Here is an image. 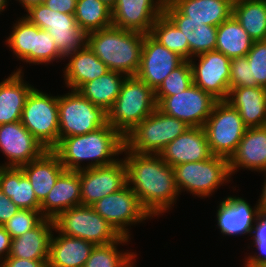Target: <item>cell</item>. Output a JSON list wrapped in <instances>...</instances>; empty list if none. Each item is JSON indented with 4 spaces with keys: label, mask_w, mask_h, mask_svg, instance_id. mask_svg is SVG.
Returning <instances> with one entry per match:
<instances>
[{
    "label": "cell",
    "mask_w": 266,
    "mask_h": 267,
    "mask_svg": "<svg viewBox=\"0 0 266 267\" xmlns=\"http://www.w3.org/2000/svg\"><path fill=\"white\" fill-rule=\"evenodd\" d=\"M126 152L127 184L151 217L170 209L179 195L174 168L159 154ZM133 186H130V185Z\"/></svg>",
    "instance_id": "1"
},
{
    "label": "cell",
    "mask_w": 266,
    "mask_h": 267,
    "mask_svg": "<svg viewBox=\"0 0 266 267\" xmlns=\"http://www.w3.org/2000/svg\"><path fill=\"white\" fill-rule=\"evenodd\" d=\"M124 146V137L107 123L87 134L62 138L52 151L65 170L79 171L113 164L119 160L113 157L122 153ZM85 160L92 161L82 167L81 163Z\"/></svg>",
    "instance_id": "2"
},
{
    "label": "cell",
    "mask_w": 266,
    "mask_h": 267,
    "mask_svg": "<svg viewBox=\"0 0 266 267\" xmlns=\"http://www.w3.org/2000/svg\"><path fill=\"white\" fill-rule=\"evenodd\" d=\"M144 36V33L110 26L88 33L87 45L109 70L136 76Z\"/></svg>",
    "instance_id": "3"
},
{
    "label": "cell",
    "mask_w": 266,
    "mask_h": 267,
    "mask_svg": "<svg viewBox=\"0 0 266 267\" xmlns=\"http://www.w3.org/2000/svg\"><path fill=\"white\" fill-rule=\"evenodd\" d=\"M156 108L155 91L137 76H127L107 111V123L125 137Z\"/></svg>",
    "instance_id": "4"
},
{
    "label": "cell",
    "mask_w": 266,
    "mask_h": 267,
    "mask_svg": "<svg viewBox=\"0 0 266 267\" xmlns=\"http://www.w3.org/2000/svg\"><path fill=\"white\" fill-rule=\"evenodd\" d=\"M190 127L156 108L124 137L129 152L159 154L170 142Z\"/></svg>",
    "instance_id": "5"
},
{
    "label": "cell",
    "mask_w": 266,
    "mask_h": 267,
    "mask_svg": "<svg viewBox=\"0 0 266 267\" xmlns=\"http://www.w3.org/2000/svg\"><path fill=\"white\" fill-rule=\"evenodd\" d=\"M53 221L56 232L95 245L109 244L122 237L92 206L72 207L61 212Z\"/></svg>",
    "instance_id": "6"
},
{
    "label": "cell",
    "mask_w": 266,
    "mask_h": 267,
    "mask_svg": "<svg viewBox=\"0 0 266 267\" xmlns=\"http://www.w3.org/2000/svg\"><path fill=\"white\" fill-rule=\"evenodd\" d=\"M203 128L211 153L228 159L236 152L247 129L239 112L226 100L216 102Z\"/></svg>",
    "instance_id": "7"
},
{
    "label": "cell",
    "mask_w": 266,
    "mask_h": 267,
    "mask_svg": "<svg viewBox=\"0 0 266 267\" xmlns=\"http://www.w3.org/2000/svg\"><path fill=\"white\" fill-rule=\"evenodd\" d=\"M20 121L47 150H52L59 143L58 96L34 88L27 97Z\"/></svg>",
    "instance_id": "8"
},
{
    "label": "cell",
    "mask_w": 266,
    "mask_h": 267,
    "mask_svg": "<svg viewBox=\"0 0 266 267\" xmlns=\"http://www.w3.org/2000/svg\"><path fill=\"white\" fill-rule=\"evenodd\" d=\"M59 141L69 136L83 135L107 124V112L72 90L58 95Z\"/></svg>",
    "instance_id": "9"
},
{
    "label": "cell",
    "mask_w": 266,
    "mask_h": 267,
    "mask_svg": "<svg viewBox=\"0 0 266 267\" xmlns=\"http://www.w3.org/2000/svg\"><path fill=\"white\" fill-rule=\"evenodd\" d=\"M173 168L179 193L184 189L198 197L212 195L231 177L229 159L222 156L213 155L207 160L183 163Z\"/></svg>",
    "instance_id": "10"
},
{
    "label": "cell",
    "mask_w": 266,
    "mask_h": 267,
    "mask_svg": "<svg viewBox=\"0 0 266 267\" xmlns=\"http://www.w3.org/2000/svg\"><path fill=\"white\" fill-rule=\"evenodd\" d=\"M27 13L26 18L32 24L51 34L64 57L87 46L88 33L80 29L74 15L53 11L45 4L33 6Z\"/></svg>",
    "instance_id": "11"
},
{
    "label": "cell",
    "mask_w": 266,
    "mask_h": 267,
    "mask_svg": "<svg viewBox=\"0 0 266 267\" xmlns=\"http://www.w3.org/2000/svg\"><path fill=\"white\" fill-rule=\"evenodd\" d=\"M155 99L160 111L185 122L189 127H203L218 101L194 83L180 94Z\"/></svg>",
    "instance_id": "12"
},
{
    "label": "cell",
    "mask_w": 266,
    "mask_h": 267,
    "mask_svg": "<svg viewBox=\"0 0 266 267\" xmlns=\"http://www.w3.org/2000/svg\"><path fill=\"white\" fill-rule=\"evenodd\" d=\"M92 207L121 236L128 238L130 235L127 225H133L151 217L128 184L119 191L104 196Z\"/></svg>",
    "instance_id": "13"
},
{
    "label": "cell",
    "mask_w": 266,
    "mask_h": 267,
    "mask_svg": "<svg viewBox=\"0 0 266 267\" xmlns=\"http://www.w3.org/2000/svg\"><path fill=\"white\" fill-rule=\"evenodd\" d=\"M194 57H198L199 62L195 64L194 59L189 60L193 83L218 101L227 100L231 59L218 51L204 52Z\"/></svg>",
    "instance_id": "14"
},
{
    "label": "cell",
    "mask_w": 266,
    "mask_h": 267,
    "mask_svg": "<svg viewBox=\"0 0 266 267\" xmlns=\"http://www.w3.org/2000/svg\"><path fill=\"white\" fill-rule=\"evenodd\" d=\"M80 171L81 205L92 206L111 193L127 185V170L124 160Z\"/></svg>",
    "instance_id": "15"
},
{
    "label": "cell",
    "mask_w": 266,
    "mask_h": 267,
    "mask_svg": "<svg viewBox=\"0 0 266 267\" xmlns=\"http://www.w3.org/2000/svg\"><path fill=\"white\" fill-rule=\"evenodd\" d=\"M184 61L185 59L160 44L150 34H145L141 63L136 76L155 91Z\"/></svg>",
    "instance_id": "16"
},
{
    "label": "cell",
    "mask_w": 266,
    "mask_h": 267,
    "mask_svg": "<svg viewBox=\"0 0 266 267\" xmlns=\"http://www.w3.org/2000/svg\"><path fill=\"white\" fill-rule=\"evenodd\" d=\"M0 150L9 160L2 167L16 168L38 159L47 151L21 121L0 125Z\"/></svg>",
    "instance_id": "17"
},
{
    "label": "cell",
    "mask_w": 266,
    "mask_h": 267,
    "mask_svg": "<svg viewBox=\"0 0 266 267\" xmlns=\"http://www.w3.org/2000/svg\"><path fill=\"white\" fill-rule=\"evenodd\" d=\"M164 2L165 0H117L112 8V26L150 34L154 22L163 14Z\"/></svg>",
    "instance_id": "18"
},
{
    "label": "cell",
    "mask_w": 266,
    "mask_h": 267,
    "mask_svg": "<svg viewBox=\"0 0 266 267\" xmlns=\"http://www.w3.org/2000/svg\"><path fill=\"white\" fill-rule=\"evenodd\" d=\"M159 155L171 167L207 160L213 156L203 127H190L170 142Z\"/></svg>",
    "instance_id": "19"
},
{
    "label": "cell",
    "mask_w": 266,
    "mask_h": 267,
    "mask_svg": "<svg viewBox=\"0 0 266 267\" xmlns=\"http://www.w3.org/2000/svg\"><path fill=\"white\" fill-rule=\"evenodd\" d=\"M163 14L182 31L189 43V60L194 55L215 51L217 27L189 20L169 0H165Z\"/></svg>",
    "instance_id": "20"
},
{
    "label": "cell",
    "mask_w": 266,
    "mask_h": 267,
    "mask_svg": "<svg viewBox=\"0 0 266 267\" xmlns=\"http://www.w3.org/2000/svg\"><path fill=\"white\" fill-rule=\"evenodd\" d=\"M218 207L217 225L222 234H252L253 222H256L261 212L259 204L254 209L244 198L228 196Z\"/></svg>",
    "instance_id": "21"
},
{
    "label": "cell",
    "mask_w": 266,
    "mask_h": 267,
    "mask_svg": "<svg viewBox=\"0 0 266 267\" xmlns=\"http://www.w3.org/2000/svg\"><path fill=\"white\" fill-rule=\"evenodd\" d=\"M81 205L80 171L65 170L40 204L44 218L54 220L61 212Z\"/></svg>",
    "instance_id": "22"
},
{
    "label": "cell",
    "mask_w": 266,
    "mask_h": 267,
    "mask_svg": "<svg viewBox=\"0 0 266 267\" xmlns=\"http://www.w3.org/2000/svg\"><path fill=\"white\" fill-rule=\"evenodd\" d=\"M239 167L266 172V126L246 129L236 152L229 159L230 174Z\"/></svg>",
    "instance_id": "23"
},
{
    "label": "cell",
    "mask_w": 266,
    "mask_h": 267,
    "mask_svg": "<svg viewBox=\"0 0 266 267\" xmlns=\"http://www.w3.org/2000/svg\"><path fill=\"white\" fill-rule=\"evenodd\" d=\"M54 221L44 218L35 228L13 238L8 257L28 260H48Z\"/></svg>",
    "instance_id": "24"
},
{
    "label": "cell",
    "mask_w": 266,
    "mask_h": 267,
    "mask_svg": "<svg viewBox=\"0 0 266 267\" xmlns=\"http://www.w3.org/2000/svg\"><path fill=\"white\" fill-rule=\"evenodd\" d=\"M226 101L239 112L247 128L266 126V88H232Z\"/></svg>",
    "instance_id": "25"
},
{
    "label": "cell",
    "mask_w": 266,
    "mask_h": 267,
    "mask_svg": "<svg viewBox=\"0 0 266 267\" xmlns=\"http://www.w3.org/2000/svg\"><path fill=\"white\" fill-rule=\"evenodd\" d=\"M27 176L41 204L55 185L58 177L65 171L59 157L47 150L41 157L20 167Z\"/></svg>",
    "instance_id": "26"
},
{
    "label": "cell",
    "mask_w": 266,
    "mask_h": 267,
    "mask_svg": "<svg viewBox=\"0 0 266 267\" xmlns=\"http://www.w3.org/2000/svg\"><path fill=\"white\" fill-rule=\"evenodd\" d=\"M66 57H70V61L64 69L65 84L74 91L109 71L88 45L66 55L64 59H67Z\"/></svg>",
    "instance_id": "27"
},
{
    "label": "cell",
    "mask_w": 266,
    "mask_h": 267,
    "mask_svg": "<svg viewBox=\"0 0 266 267\" xmlns=\"http://www.w3.org/2000/svg\"><path fill=\"white\" fill-rule=\"evenodd\" d=\"M21 70L19 68L0 82V125L21 120L27 97L34 89L33 86L24 82Z\"/></svg>",
    "instance_id": "28"
},
{
    "label": "cell",
    "mask_w": 266,
    "mask_h": 267,
    "mask_svg": "<svg viewBox=\"0 0 266 267\" xmlns=\"http://www.w3.org/2000/svg\"><path fill=\"white\" fill-rule=\"evenodd\" d=\"M94 247L95 244L81 238L52 235L48 267H84Z\"/></svg>",
    "instance_id": "29"
},
{
    "label": "cell",
    "mask_w": 266,
    "mask_h": 267,
    "mask_svg": "<svg viewBox=\"0 0 266 267\" xmlns=\"http://www.w3.org/2000/svg\"><path fill=\"white\" fill-rule=\"evenodd\" d=\"M189 20L219 26L232 16L234 0H169Z\"/></svg>",
    "instance_id": "30"
},
{
    "label": "cell",
    "mask_w": 266,
    "mask_h": 267,
    "mask_svg": "<svg viewBox=\"0 0 266 267\" xmlns=\"http://www.w3.org/2000/svg\"><path fill=\"white\" fill-rule=\"evenodd\" d=\"M0 189L20 209L40 210L32 184L21 168L0 166Z\"/></svg>",
    "instance_id": "31"
},
{
    "label": "cell",
    "mask_w": 266,
    "mask_h": 267,
    "mask_svg": "<svg viewBox=\"0 0 266 267\" xmlns=\"http://www.w3.org/2000/svg\"><path fill=\"white\" fill-rule=\"evenodd\" d=\"M126 77L123 73L109 70L101 77L83 84L77 91L92 104L107 112L119 95Z\"/></svg>",
    "instance_id": "32"
},
{
    "label": "cell",
    "mask_w": 266,
    "mask_h": 267,
    "mask_svg": "<svg viewBox=\"0 0 266 267\" xmlns=\"http://www.w3.org/2000/svg\"><path fill=\"white\" fill-rule=\"evenodd\" d=\"M253 42L233 15L217 26L215 51L223 53L230 59L245 57Z\"/></svg>",
    "instance_id": "33"
},
{
    "label": "cell",
    "mask_w": 266,
    "mask_h": 267,
    "mask_svg": "<svg viewBox=\"0 0 266 267\" xmlns=\"http://www.w3.org/2000/svg\"><path fill=\"white\" fill-rule=\"evenodd\" d=\"M232 15L254 42L266 40V0H234Z\"/></svg>",
    "instance_id": "34"
},
{
    "label": "cell",
    "mask_w": 266,
    "mask_h": 267,
    "mask_svg": "<svg viewBox=\"0 0 266 267\" xmlns=\"http://www.w3.org/2000/svg\"><path fill=\"white\" fill-rule=\"evenodd\" d=\"M74 16L87 33L112 26V9L101 0H77Z\"/></svg>",
    "instance_id": "35"
},
{
    "label": "cell",
    "mask_w": 266,
    "mask_h": 267,
    "mask_svg": "<svg viewBox=\"0 0 266 267\" xmlns=\"http://www.w3.org/2000/svg\"><path fill=\"white\" fill-rule=\"evenodd\" d=\"M129 238L122 236L118 241L95 245L84 267H134L132 262L136 254L132 252L120 253L117 244L128 242Z\"/></svg>",
    "instance_id": "36"
},
{
    "label": "cell",
    "mask_w": 266,
    "mask_h": 267,
    "mask_svg": "<svg viewBox=\"0 0 266 267\" xmlns=\"http://www.w3.org/2000/svg\"><path fill=\"white\" fill-rule=\"evenodd\" d=\"M150 35L170 51L189 60V43L186 37L164 14L154 22Z\"/></svg>",
    "instance_id": "37"
},
{
    "label": "cell",
    "mask_w": 266,
    "mask_h": 267,
    "mask_svg": "<svg viewBox=\"0 0 266 267\" xmlns=\"http://www.w3.org/2000/svg\"><path fill=\"white\" fill-rule=\"evenodd\" d=\"M6 42L17 58L29 64L32 63L34 24L25 16L14 24L12 34L7 38Z\"/></svg>",
    "instance_id": "38"
},
{
    "label": "cell",
    "mask_w": 266,
    "mask_h": 267,
    "mask_svg": "<svg viewBox=\"0 0 266 267\" xmlns=\"http://www.w3.org/2000/svg\"><path fill=\"white\" fill-rule=\"evenodd\" d=\"M193 84L192 69L189 60L175 68L155 90V97H168L180 94Z\"/></svg>",
    "instance_id": "39"
},
{
    "label": "cell",
    "mask_w": 266,
    "mask_h": 267,
    "mask_svg": "<svg viewBox=\"0 0 266 267\" xmlns=\"http://www.w3.org/2000/svg\"><path fill=\"white\" fill-rule=\"evenodd\" d=\"M59 58L63 59L64 56L59 52L51 34L34 24L32 63L35 65L50 63Z\"/></svg>",
    "instance_id": "40"
},
{
    "label": "cell",
    "mask_w": 266,
    "mask_h": 267,
    "mask_svg": "<svg viewBox=\"0 0 266 267\" xmlns=\"http://www.w3.org/2000/svg\"><path fill=\"white\" fill-rule=\"evenodd\" d=\"M251 72V87L266 88V40L255 41L246 55Z\"/></svg>",
    "instance_id": "41"
},
{
    "label": "cell",
    "mask_w": 266,
    "mask_h": 267,
    "mask_svg": "<svg viewBox=\"0 0 266 267\" xmlns=\"http://www.w3.org/2000/svg\"><path fill=\"white\" fill-rule=\"evenodd\" d=\"M43 219L40 210L19 209L3 226L13 239L32 230Z\"/></svg>",
    "instance_id": "42"
},
{
    "label": "cell",
    "mask_w": 266,
    "mask_h": 267,
    "mask_svg": "<svg viewBox=\"0 0 266 267\" xmlns=\"http://www.w3.org/2000/svg\"><path fill=\"white\" fill-rule=\"evenodd\" d=\"M237 87H251V72L247 57L231 59L229 91Z\"/></svg>",
    "instance_id": "43"
},
{
    "label": "cell",
    "mask_w": 266,
    "mask_h": 267,
    "mask_svg": "<svg viewBox=\"0 0 266 267\" xmlns=\"http://www.w3.org/2000/svg\"><path fill=\"white\" fill-rule=\"evenodd\" d=\"M19 209L0 189V225L3 226Z\"/></svg>",
    "instance_id": "44"
},
{
    "label": "cell",
    "mask_w": 266,
    "mask_h": 267,
    "mask_svg": "<svg viewBox=\"0 0 266 267\" xmlns=\"http://www.w3.org/2000/svg\"><path fill=\"white\" fill-rule=\"evenodd\" d=\"M0 262V267H48V260H28L7 257Z\"/></svg>",
    "instance_id": "45"
},
{
    "label": "cell",
    "mask_w": 266,
    "mask_h": 267,
    "mask_svg": "<svg viewBox=\"0 0 266 267\" xmlns=\"http://www.w3.org/2000/svg\"><path fill=\"white\" fill-rule=\"evenodd\" d=\"M77 0H45L44 4L53 11L75 14Z\"/></svg>",
    "instance_id": "46"
},
{
    "label": "cell",
    "mask_w": 266,
    "mask_h": 267,
    "mask_svg": "<svg viewBox=\"0 0 266 267\" xmlns=\"http://www.w3.org/2000/svg\"><path fill=\"white\" fill-rule=\"evenodd\" d=\"M254 246L260 251V254H254L253 256H248L245 266L247 267H266V241H253ZM257 255V256H256Z\"/></svg>",
    "instance_id": "47"
},
{
    "label": "cell",
    "mask_w": 266,
    "mask_h": 267,
    "mask_svg": "<svg viewBox=\"0 0 266 267\" xmlns=\"http://www.w3.org/2000/svg\"><path fill=\"white\" fill-rule=\"evenodd\" d=\"M253 241H266V212L261 211L252 230Z\"/></svg>",
    "instance_id": "48"
},
{
    "label": "cell",
    "mask_w": 266,
    "mask_h": 267,
    "mask_svg": "<svg viewBox=\"0 0 266 267\" xmlns=\"http://www.w3.org/2000/svg\"><path fill=\"white\" fill-rule=\"evenodd\" d=\"M11 241L12 238L9 233L5 230L4 226L0 225V260L5 259L9 256ZM3 255L5 256L3 257Z\"/></svg>",
    "instance_id": "49"
},
{
    "label": "cell",
    "mask_w": 266,
    "mask_h": 267,
    "mask_svg": "<svg viewBox=\"0 0 266 267\" xmlns=\"http://www.w3.org/2000/svg\"><path fill=\"white\" fill-rule=\"evenodd\" d=\"M23 7L27 10H29L31 7L44 4L45 0H18Z\"/></svg>",
    "instance_id": "50"
},
{
    "label": "cell",
    "mask_w": 266,
    "mask_h": 267,
    "mask_svg": "<svg viewBox=\"0 0 266 267\" xmlns=\"http://www.w3.org/2000/svg\"><path fill=\"white\" fill-rule=\"evenodd\" d=\"M266 174V172H265ZM266 177V176H265ZM264 186H263V190L262 193L260 195V199L258 200V204L260 206L261 211L266 212V180H264Z\"/></svg>",
    "instance_id": "51"
},
{
    "label": "cell",
    "mask_w": 266,
    "mask_h": 267,
    "mask_svg": "<svg viewBox=\"0 0 266 267\" xmlns=\"http://www.w3.org/2000/svg\"><path fill=\"white\" fill-rule=\"evenodd\" d=\"M104 4L109 6L111 9L114 7L116 4L117 0H101Z\"/></svg>",
    "instance_id": "52"
},
{
    "label": "cell",
    "mask_w": 266,
    "mask_h": 267,
    "mask_svg": "<svg viewBox=\"0 0 266 267\" xmlns=\"http://www.w3.org/2000/svg\"><path fill=\"white\" fill-rule=\"evenodd\" d=\"M7 6V0H0V12Z\"/></svg>",
    "instance_id": "53"
}]
</instances>
